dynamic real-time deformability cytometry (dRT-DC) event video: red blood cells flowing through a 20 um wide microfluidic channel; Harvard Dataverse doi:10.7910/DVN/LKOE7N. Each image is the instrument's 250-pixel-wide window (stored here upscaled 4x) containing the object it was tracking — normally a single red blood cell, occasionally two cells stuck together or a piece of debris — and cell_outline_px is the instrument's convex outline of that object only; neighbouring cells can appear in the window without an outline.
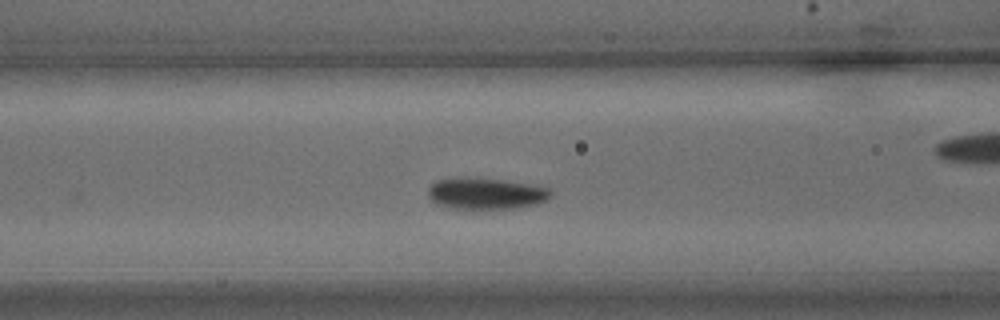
{"species": "common noctule bat (a hibernating species)", "species_latin": "Nyctalus noctula", "temperature_condition": "warm", "stored_images_in_passage": 21, "camera_frame_rate_fps": 3000, "um_per_image_px": 0.085, "animal": {"sex": "male", "body_mass_g": 15.6}, "frame": {"image": 1, "passage_image": 9, "time_ms": 2.667, "image_size_px": [1000, 320], "cell_outline_px": [[552, 196], [536, 204], [512, 208], [472, 212], [452, 208], [436, 204], [428, 196], [428, 188], [436, 180], [456, 176], [468, 176], [504, 180], [528, 184], [548, 188], [552, 192]], "centroid_in_image_um": [41.22, 16.47], "position_along_channel_um": 125.4, "area_um2": 23.41}}
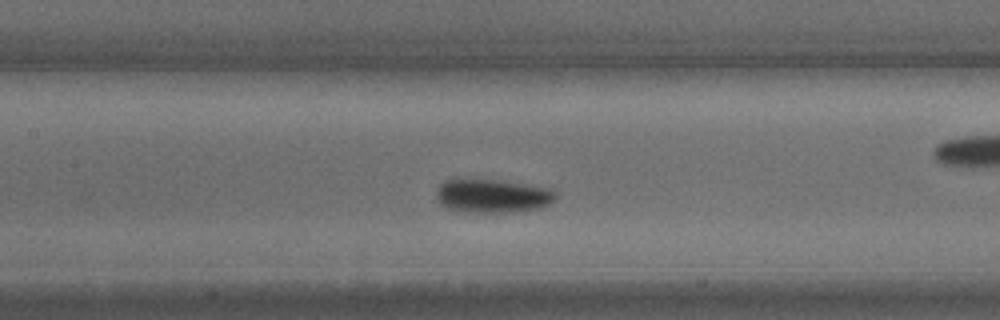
{"frame": {"image": 2, "passage_image": 11, "time_ms": 3.333, "image_size_px": [1000, 320], "cell_outline_px": [[556, 196], [548, 204], [540, 208], [508, 212], [464, 212], [444, 208], [436, 200], [436, 192], [440, 184], [444, 180], [496, 180], [552, 188], [556, 192]], "centroid_in_image_um": [41.82, 16.66], "position_along_channel_um": 165.6, "area_um2": 23.29}}
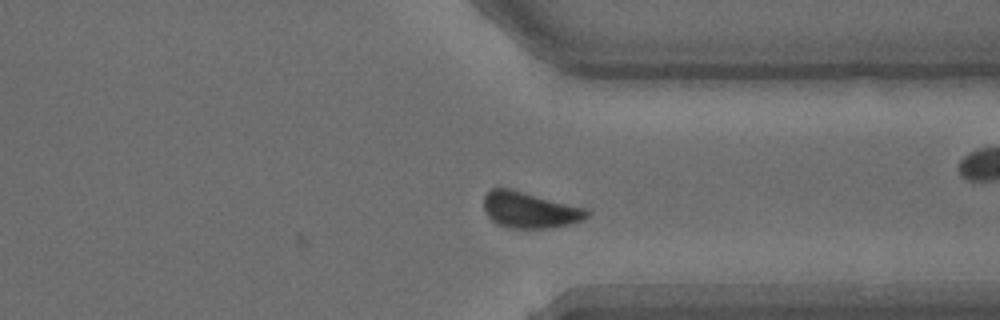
{"frame": {"image": 3, "passage_image": 21, "time_ms": 6.667, "image_size_px": [1000, 320], "cell_outline_px": [[592, 212], [584, 220], [568, 224], [548, 228], [512, 228], [496, 224], [488, 216], [484, 208], [484, 196], [492, 188], [508, 188], [588, 208]], "centroid_in_image_um": [45.06, 17.85], "position_along_channel_um": 366.3, "area_um2": 21.73}}